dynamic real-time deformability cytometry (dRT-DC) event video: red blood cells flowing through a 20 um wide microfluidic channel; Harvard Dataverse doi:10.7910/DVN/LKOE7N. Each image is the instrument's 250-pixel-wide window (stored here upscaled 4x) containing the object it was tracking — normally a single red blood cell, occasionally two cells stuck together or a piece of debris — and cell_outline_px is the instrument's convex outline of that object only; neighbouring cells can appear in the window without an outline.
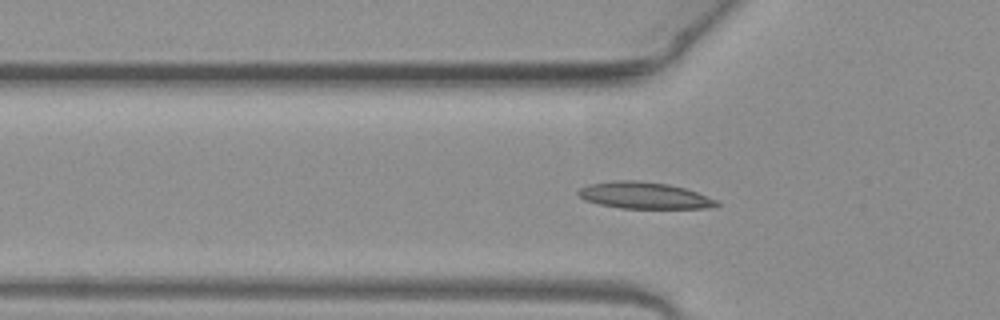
{"species": "common noctule bat (a hibernating species)", "species_latin": "Nyctalus noctula", "temperature_condition": "warm", "stored_images_in_passage": 37, "camera_frame_rate_fps": 3000, "um_per_image_px": 0.085, "animal": {"sex": "female", "body_mass_g": 19.3, "forearm_length_mm": 54.1}, "frame": {"image": 1, "passage_image": 11, "time_ms": 3.333, "image_size_px": [1000, 320], "cell_outline_px": [[720, 204], [712, 208], [620, 208], [600, 204], [584, 200], [576, 192], [580, 188], [592, 184], [616, 180], [636, 180], [668, 184], [684, 188], [696, 192], [716, 200]], "centroid_in_image_um": [54.75, 16.61], "position_along_channel_um": 71.0, "area_um2": 21.21}}
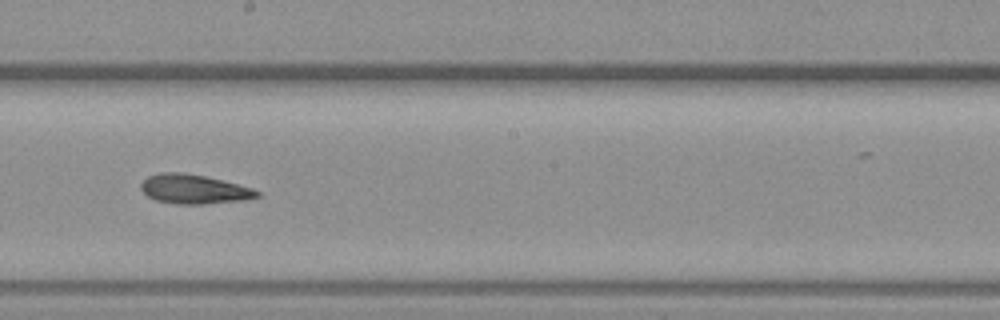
{"frame": {"image": 2, "passage_image": 23, "time_ms": 7.333, "image_size_px": [1000, 320], "cell_outline_px": [[260, 196], [248, 200], [204, 204], [176, 204], [156, 200], [148, 196], [140, 188], [140, 184], [148, 176], [160, 172], [180, 172], [204, 176], [252, 188], [260, 192]], "centroid_in_image_um": [16.49, 16.09], "position_along_channel_um": 231.7, "area_um2": 19.77}}
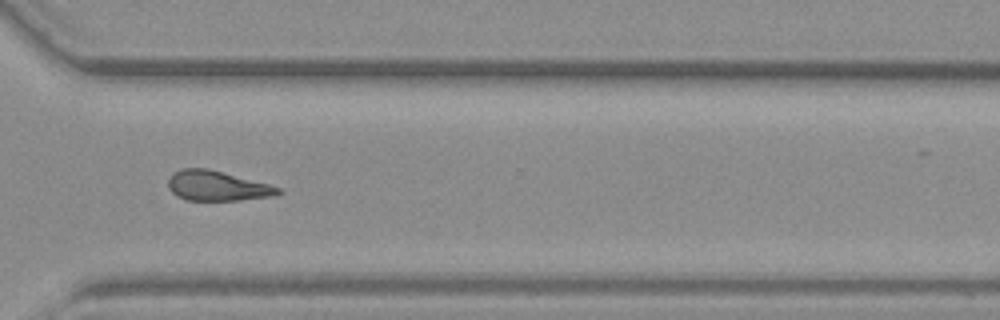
{"frame": {"image": 3, "passage_image": 32, "time_ms": 10.333, "image_size_px": [1000, 320], "cell_outline_px": [[284, 192], [276, 196], [240, 200], [188, 200], [176, 196], [168, 188], [168, 176], [172, 172], [180, 168], [208, 168], [268, 184], [280, 188]], "centroid_in_image_um": [18.43, 15.79], "position_along_channel_um": 352.2, "area_um2": 19.36}, "authors_computed_cell_mechanics": {"area_um2": 19.5942, "velocity_mm_per_s": 4.0126, "shape_relaxation_time_tau1_ms": 3.2076, "shape_relaxation_time_tau2_ms": null, "deformation_change_tau1": 0.1209, "deformation_change_tau2": null}}